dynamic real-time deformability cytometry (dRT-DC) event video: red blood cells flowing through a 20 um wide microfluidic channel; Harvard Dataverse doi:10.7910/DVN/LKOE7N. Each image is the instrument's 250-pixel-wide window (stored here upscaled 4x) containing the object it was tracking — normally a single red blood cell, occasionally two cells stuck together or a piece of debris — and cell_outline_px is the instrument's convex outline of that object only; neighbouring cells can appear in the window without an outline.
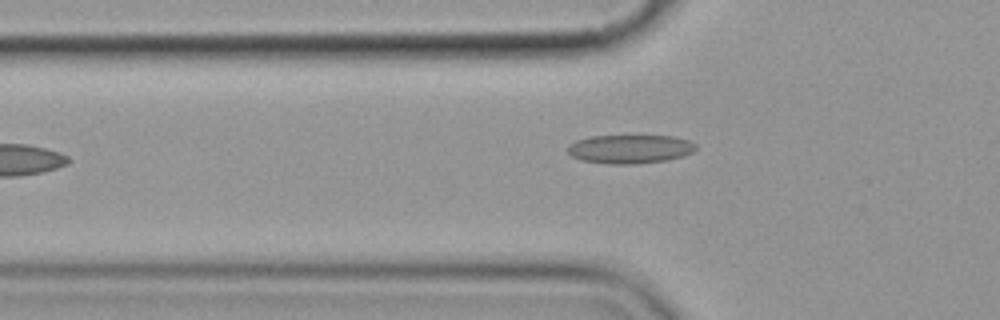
{"species": "common noctule bat (a hibernating species)", "species_latin": "Nyctalus noctula", "temperature_condition": "cold", "stored_images_in_passage": 6, "camera_frame_rate_fps": 3000, "um_per_image_px": 0.085, "animal": {"sex": "female", "body_mass_g": 19.9}, "frame": {"image": 1, "passage_image": 6, "time_ms": 6.0, "image_size_px": [1000, 320], "cell_outline_px": [[696, 148], [692, 152], [684, 156], [664, 160], [632, 164], [608, 164], [580, 160], [572, 156], [568, 152], [568, 144], [576, 140], [592, 136], [676, 136], [688, 140], [696, 144]], "centroid_in_image_um": [53.53, 12.66], "position_along_channel_um": 72.3, "area_um2": 21.44}}